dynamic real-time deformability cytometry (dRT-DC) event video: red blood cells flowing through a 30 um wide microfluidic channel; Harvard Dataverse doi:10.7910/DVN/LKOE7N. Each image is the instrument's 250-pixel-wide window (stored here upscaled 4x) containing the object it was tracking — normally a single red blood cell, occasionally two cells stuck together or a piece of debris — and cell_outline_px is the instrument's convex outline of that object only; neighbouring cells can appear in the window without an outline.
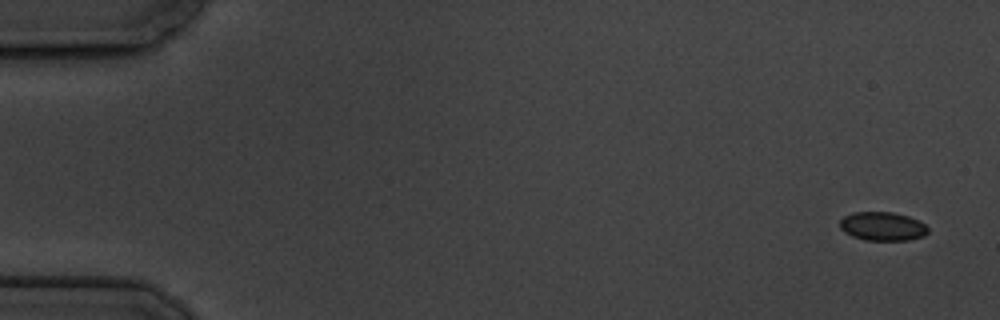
{"species": "common noctule bat (a hibernating species)", "species_latin": "Nyctalus noctula", "temperature_condition": "cold", "stored_images_in_passage": 4, "segment_of_instrument_passage": [2, 2], "camera_frame_rate_fps": 3000, "um_per_image_px": 0.085, "animal": {"sex": "male", "body_mass_g": 19.5, "forearm_length_mm": 54.6}, "frame": {"image": 1, "passage_image": 4, "time_ms": 4.333, "image_size_px": [1000, 320], "cell_outline_px": [[928, 232], [924, 236], [908, 240], [864, 240], [852, 236], [844, 232], [840, 228], [840, 220], [844, 216], [852, 212], [892, 212], [908, 216], [924, 224], [928, 228]], "centroid_in_image_um": [74.99, 19.24], "position_along_channel_um": 10.0, "area_um2": 14.74}}